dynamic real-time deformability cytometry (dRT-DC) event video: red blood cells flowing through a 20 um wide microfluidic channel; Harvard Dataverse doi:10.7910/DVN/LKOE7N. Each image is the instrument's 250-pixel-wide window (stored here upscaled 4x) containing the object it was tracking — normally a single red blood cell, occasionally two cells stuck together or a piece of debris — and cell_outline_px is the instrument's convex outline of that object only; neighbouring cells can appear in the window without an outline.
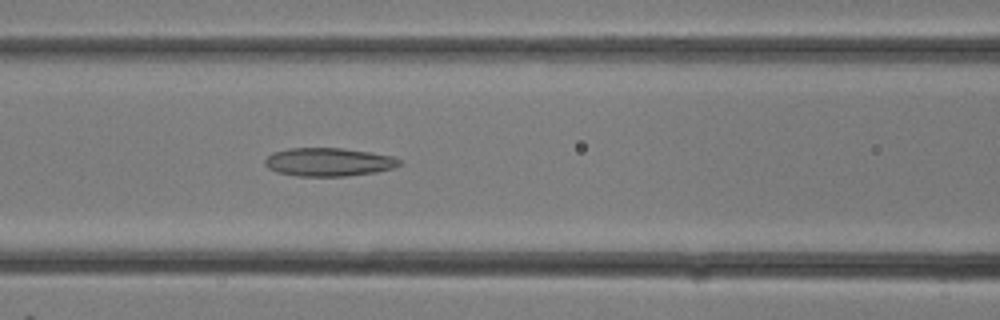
{"species": "common noctule bat (a hibernating species)", "species_latin": "Nyctalus noctula", "temperature_condition": "room temperature", "stored_images_in_passage": 12, "camera_frame_rate_fps": 3000, "um_per_image_px": 0.085, "animal": {"sex": "female"}, "frame": {"image": 1, "passage_image": 12, "time_ms": 3.667, "image_size_px": [1000, 320], "cell_outline_px": [[400, 164], [392, 168], [376, 172], [344, 176], [296, 176], [276, 172], [268, 168], [264, 164], [264, 160], [272, 152], [288, 148], [344, 148], [392, 156], [400, 160]], "centroid_in_image_um": [27.87, 13.77], "position_along_channel_um": 138.7, "area_um2": 22.2}}